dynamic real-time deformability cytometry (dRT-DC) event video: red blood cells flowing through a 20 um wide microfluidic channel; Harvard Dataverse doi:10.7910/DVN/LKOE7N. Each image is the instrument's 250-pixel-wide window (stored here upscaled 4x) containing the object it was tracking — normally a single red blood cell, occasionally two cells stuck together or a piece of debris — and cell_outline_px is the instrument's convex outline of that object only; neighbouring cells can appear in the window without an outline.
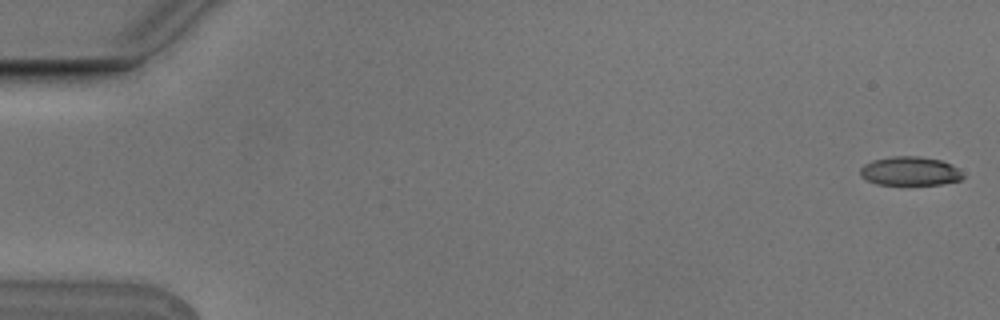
{"species": "Egyptian fruit bat (a non-hibernating species)", "species_latin": "Rousettus aegyptiacus", "temperature_condition": "cold", "stored_images_in_passage": 6, "camera_frame_rate_fps": 3000, "um_per_image_px": 0.085, "animal": {"sex": "male"}, "frame": {"image": 1, "passage_image": 1, "time_ms": 0.0, "image_size_px": [1000, 320], "cell_outline_px": [[964, 176], [960, 180], [944, 184], [876, 184], [860, 176], [860, 168], [864, 164], [872, 160], [888, 156], [920, 156], [940, 160], [956, 168]], "centroid_in_image_um": [77.3, 14.54], "position_along_channel_um": 7.7, "area_um2": 17.17}}